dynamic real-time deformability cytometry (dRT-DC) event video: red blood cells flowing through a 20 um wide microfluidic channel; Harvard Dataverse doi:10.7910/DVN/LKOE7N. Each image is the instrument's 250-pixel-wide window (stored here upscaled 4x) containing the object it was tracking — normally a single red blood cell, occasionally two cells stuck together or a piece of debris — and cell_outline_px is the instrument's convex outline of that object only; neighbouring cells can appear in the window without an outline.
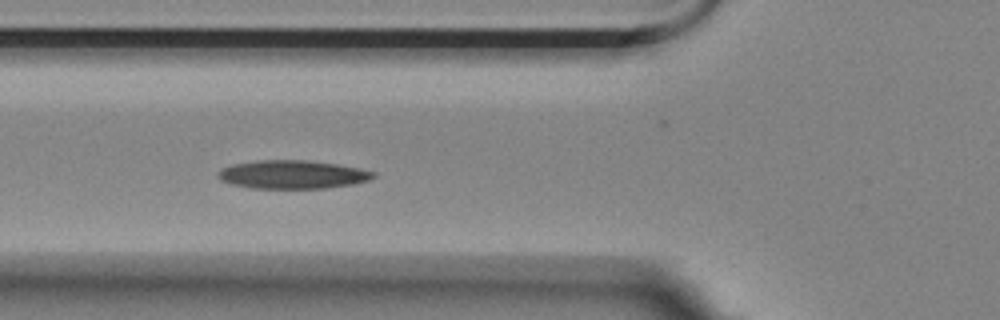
{"species": "Egyptian fruit bat (a non-hibernating species)", "species_latin": "Rousettus aegyptiacus", "temperature_condition": "room temperature", "stored_images_in_passage": 8, "camera_frame_rate_fps": 3000, "um_per_image_px": 0.085, "animal": {"sex": "female"}, "frame": {"image": 1, "passage_image": 4, "time_ms": 1.0, "image_size_px": [1000, 320], "cell_outline_px": [[376, 176], [368, 180], [356, 184], [324, 188], [252, 188], [232, 184], [220, 180], [216, 176], [220, 168], [232, 164], [256, 160], [304, 160], [336, 164], [376, 172]], "centroid_in_image_um": [24.82, 14.83], "position_along_channel_um": 101.0, "area_um2": 25.72}}
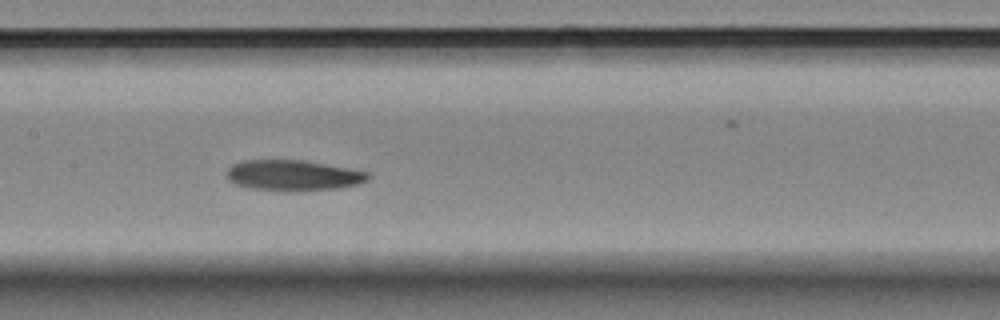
{"frame": {"image": 2, "passage_image": 6, "time_ms": 1.667, "image_size_px": [1000, 320], "cell_outline_px": [[368, 180], [356, 184], [340, 188], [248, 188], [236, 184], [228, 180], [228, 168], [232, 164], [244, 160], [304, 160], [348, 168], [368, 172]], "centroid_in_image_um": [24.9, 14.85], "position_along_channel_um": 182.5, "area_um2": 23.99}}
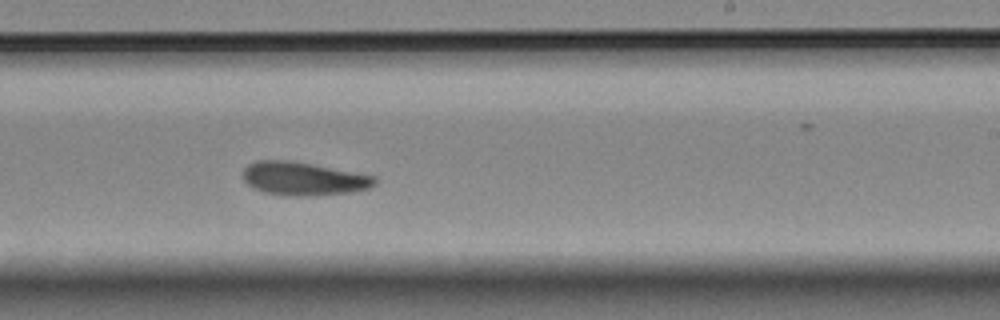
{"frame": {"image": 3, "passage_image": 8, "time_ms": 2.333, "image_size_px": [1000, 320], "cell_outline_px": [[376, 184], [368, 188], [352, 192], [308, 196], [284, 196], [264, 192], [252, 188], [244, 180], [240, 172], [248, 164], [256, 160], [288, 160], [312, 164], [376, 176]], "centroid_in_image_um": [25.74, 15.19], "position_along_channel_um": 263.3, "area_um2": 25.84}}